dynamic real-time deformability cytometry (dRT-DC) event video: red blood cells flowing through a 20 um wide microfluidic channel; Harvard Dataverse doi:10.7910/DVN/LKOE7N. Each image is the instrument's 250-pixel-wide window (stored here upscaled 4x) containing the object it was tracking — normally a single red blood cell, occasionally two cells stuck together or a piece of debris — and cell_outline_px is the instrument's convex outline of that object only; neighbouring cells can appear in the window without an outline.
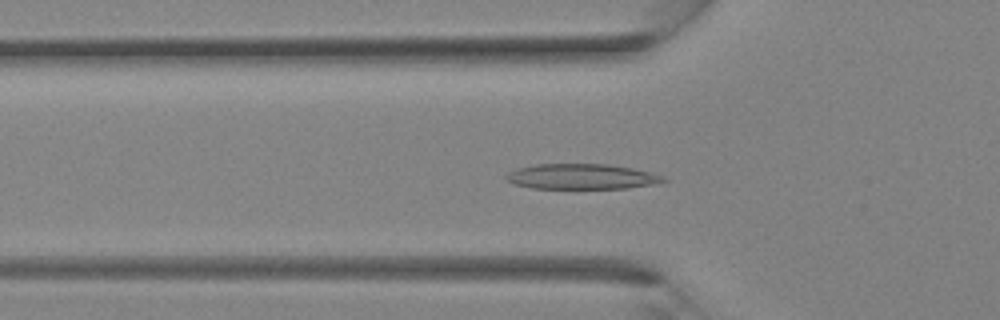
{"species": "Egyptian fruit bat (a non-hibernating species)", "species_latin": "Rousettus aegyptiacus", "temperature_condition": "room temperature", "stored_images_in_passage": 34, "camera_frame_rate_fps": 3000, "um_per_image_px": 0.085, "animal": {"sex": "female"}, "frame": {"image": 1, "passage_image": 11, "time_ms": 3.333, "image_size_px": [1000, 320], "cell_outline_px": [[668, 180], [648, 184], [624, 188], [532, 188], [512, 184], [504, 180], [504, 176], [508, 172], [516, 168], [536, 164], [608, 164], [632, 168], [664, 176]], "centroid_in_image_um": [49.32, 15.0], "position_along_channel_um": 76.5, "area_um2": 23.06}}
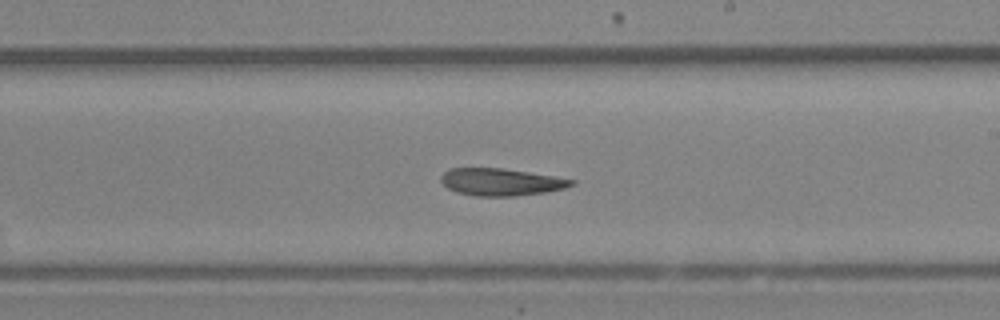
{"frame": {"image": 2, "passage_image": 20, "time_ms": 6.333, "image_size_px": [1000, 320], "cell_outline_px": [[576, 184], [564, 188], [544, 192], [516, 196], [476, 196], [456, 192], [448, 188], [440, 180], [440, 176], [444, 172], [452, 168], [500, 168], [528, 172], [576, 180]], "centroid_in_image_um": [42.57, 15.47], "position_along_channel_um": 246.4, "area_um2": 20.58}}
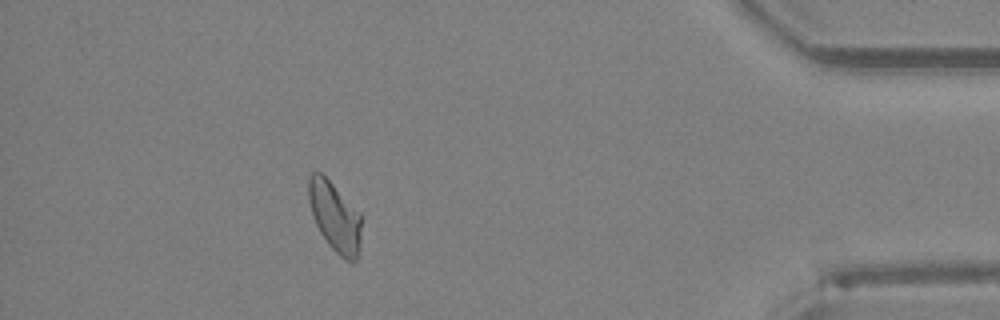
{"frame": {"image": 3, "passage_image": 31, "time_ms": 10.0, "image_size_px": [1000, 320], "cell_outline_px": [[360, 244], [356, 260], [352, 264], [340, 256], [328, 244], [320, 232], [312, 216], [308, 200], [308, 176], [312, 172], [320, 172], [360, 212]], "centroid_in_image_um": [28.44, 18.43], "position_along_channel_um": 406.8, "area_um2": 21.33}}